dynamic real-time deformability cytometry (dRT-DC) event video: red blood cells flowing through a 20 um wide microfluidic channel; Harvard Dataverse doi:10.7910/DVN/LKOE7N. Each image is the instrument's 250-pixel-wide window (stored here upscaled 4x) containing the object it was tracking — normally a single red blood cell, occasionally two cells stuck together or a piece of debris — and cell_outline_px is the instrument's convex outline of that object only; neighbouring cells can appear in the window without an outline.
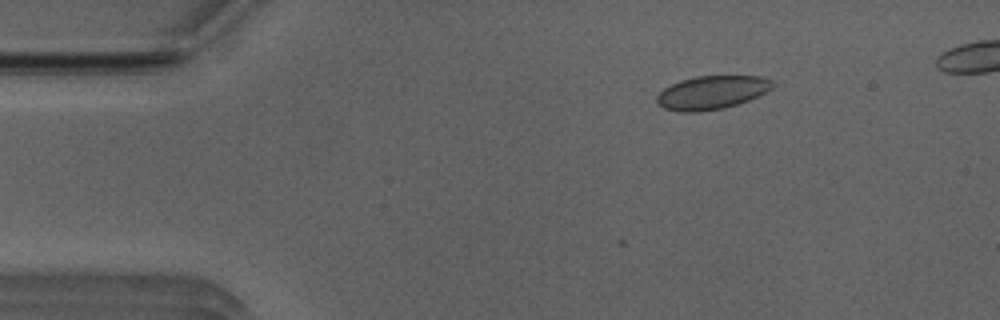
{"species": "Egyptian fruit bat (a non-hibernating species)", "species_latin": "Rousettus aegyptiacus", "temperature_condition": "room temperature", "stored_images_in_passage": 3, "camera_frame_rate_fps": 3000, "um_per_image_px": 0.085, "animal": {"sex": "male"}, "frame": {"image": 1, "passage_image": 3, "time_ms": 0.667, "image_size_px": [1000, 320], "cell_outline_px": [[776, 84], [772, 88], [748, 100], [724, 108], [696, 112], [680, 112], [664, 108], [656, 104], [656, 96], [664, 88], [680, 80], [696, 76], [760, 76], [772, 80]], "centroid_in_image_um": [60.47, 7.86], "position_along_channel_um": 24.5, "area_um2": 22.54}}